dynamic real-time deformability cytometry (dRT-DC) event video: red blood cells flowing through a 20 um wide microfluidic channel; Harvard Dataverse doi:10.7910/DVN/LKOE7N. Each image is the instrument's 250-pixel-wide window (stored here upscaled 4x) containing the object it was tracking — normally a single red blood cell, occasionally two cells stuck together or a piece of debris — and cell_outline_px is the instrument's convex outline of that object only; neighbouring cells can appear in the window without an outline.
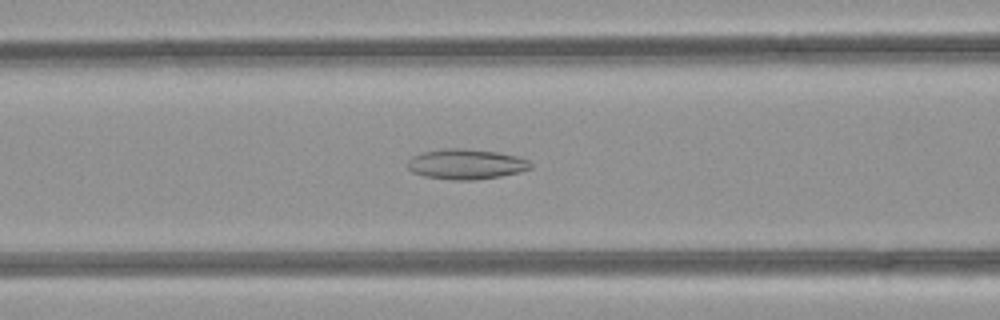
{"species": "common noctule bat (a hibernating species)", "species_latin": "Nyctalus noctula", "temperature_condition": "room temperature", "stored_images_in_passage": 50, "camera_frame_rate_fps": 3000, "um_per_image_px": 0.085, "animal": {"sex": "female", "body_mass_g": 21.9}, "frame": {"image": 1, "passage_image": 20, "time_ms": 6.333, "image_size_px": [1000, 320], "cell_outline_px": [[532, 168], [520, 172], [500, 176], [472, 180], [452, 180], [424, 176], [412, 172], [408, 168], [408, 160], [412, 156], [424, 152], [444, 148], [464, 148], [496, 152], [516, 156], [528, 160], [532, 164]], "centroid_in_image_um": [39.61, 13.95], "position_along_channel_um": 127.0, "area_um2": 21.62}}
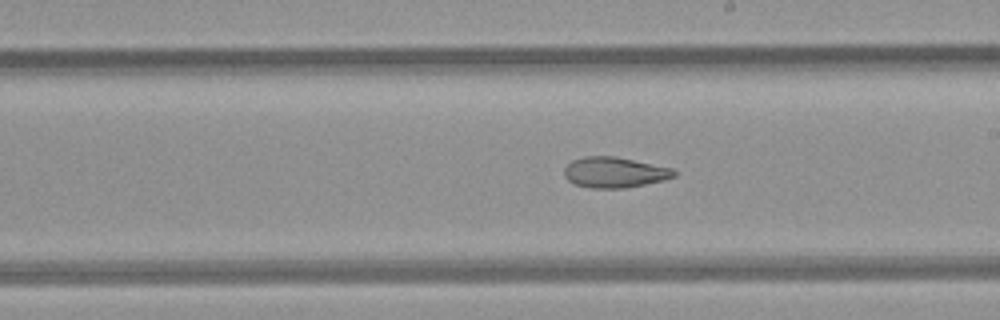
{"frame": {"image": 2, "passage_image": 28, "time_ms": 9.0, "image_size_px": [1000, 320], "cell_outline_px": [[676, 176], [664, 180], [624, 188], [592, 188], [576, 184], [568, 180], [564, 176], [564, 168], [572, 160], [584, 156], [616, 156], [672, 168], [676, 172]], "centroid_in_image_um": [52.23, 14.64], "position_along_channel_um": 236.8, "area_um2": 19.54}}
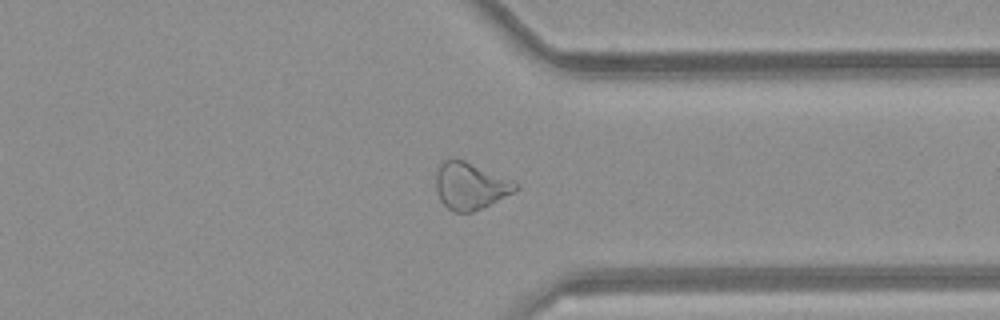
{"frame": {"image": 3, "passage_image": 38, "time_ms": 12.333, "image_size_px": [1000, 320], "cell_outline_px": [[520, 188], [472, 212], [456, 212], [448, 208], [440, 200], [436, 192], [436, 168], [444, 160], [464, 160], [512, 180], [520, 184]], "centroid_in_image_um": [39.95, 15.79], "position_along_channel_um": 371.5, "area_um2": 21.39}, "authors_computed_cell_mechanics": {"area_um2": 24.565, "velocity_mm_per_s": 4.1107, "shape_relaxation_time_tau1_ms": null, "shape_relaxation_time_tau2_ms": 4.1006, "deformation_change_tau1": null, "deformation_change_tau2": 0.1156}}